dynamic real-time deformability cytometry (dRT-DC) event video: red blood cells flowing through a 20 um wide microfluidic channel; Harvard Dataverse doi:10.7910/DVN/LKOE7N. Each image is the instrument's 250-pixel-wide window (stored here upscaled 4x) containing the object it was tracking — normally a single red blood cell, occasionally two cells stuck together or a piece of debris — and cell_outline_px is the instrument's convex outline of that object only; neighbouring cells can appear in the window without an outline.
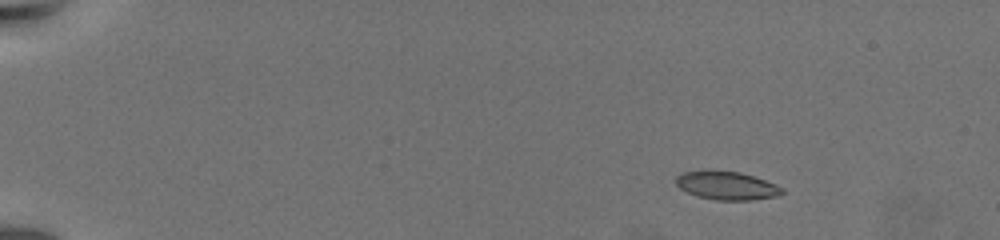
{"species": "common noctule bat (a hibernating species)", "species_latin": "Nyctalus noctula", "temperature_condition": "warm", "stored_images_in_passage": 18, "camera_frame_rate_fps": 3000, "um_per_image_px": 0.085, "animal": {"sex": "female", "body_mass_g": 19.5, "forearm_length_mm": 54.1}, "frame": {"image": 1, "passage_image": 4, "time_ms": 2.667, "image_size_px": [1000, 240], "cell_outline_px": [[784, 192], [776, 196], [752, 200], [716, 200], [700, 196], [688, 192], [680, 188], [676, 184], [676, 176], [684, 172], [740, 172], [776, 184], [784, 188]], "centroid_in_image_um": [61.82, 15.8], "position_along_channel_um": 23.2, "area_um2": 16.94}}
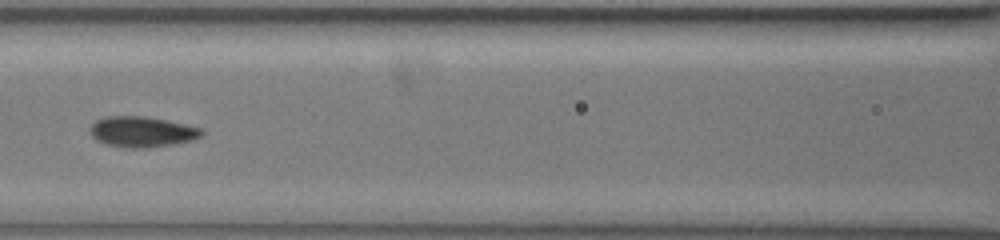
{"frame": {"image": 2, "passage_image": 13, "time_ms": 10.667, "image_size_px": [1000, 240], "cell_outline_px": [[204, 132], [200, 136], [192, 140], [172, 144], [144, 148], [128, 148], [104, 144], [96, 140], [92, 136], [92, 124], [96, 120], [108, 116], [144, 116], [184, 124], [200, 128]], "centroid_in_image_um": [12.05, 11.21], "position_along_channel_um": 154.6, "area_um2": 19.59}}
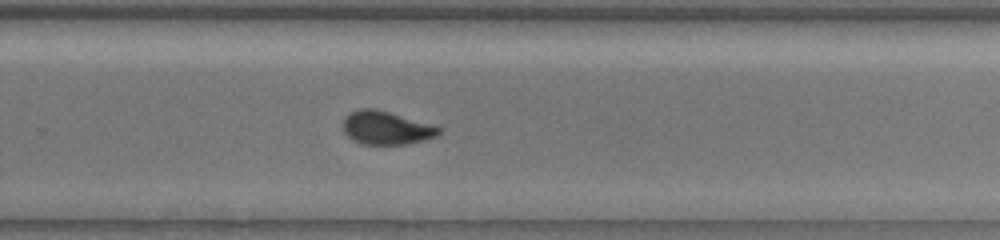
{"frame": {"image": 3, "passage_image": 18, "time_ms": 15.0, "image_size_px": [1000, 240], "cell_outline_px": [[444, 128], [436, 136], [424, 140], [408, 144], [360, 144], [352, 140], [344, 132], [340, 124], [344, 116], [348, 112], [360, 108], [376, 108], [432, 124]], "centroid_in_image_um": [32.78, 10.85], "position_along_channel_um": 297.0, "area_um2": 19.07}}